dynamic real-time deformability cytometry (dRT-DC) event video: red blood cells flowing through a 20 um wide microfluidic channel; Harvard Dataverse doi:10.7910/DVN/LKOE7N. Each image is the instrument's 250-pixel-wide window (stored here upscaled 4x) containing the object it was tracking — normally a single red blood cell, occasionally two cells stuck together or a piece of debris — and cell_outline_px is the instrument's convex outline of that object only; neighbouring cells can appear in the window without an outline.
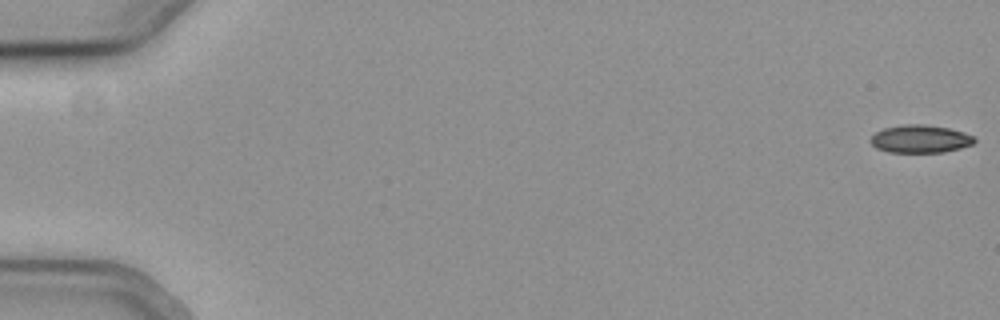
{"species": "common noctule bat (a hibernating species)", "species_latin": "Nyctalus noctula", "temperature_condition": "cold", "stored_images_in_passage": 32, "camera_frame_rate_fps": 3000, "um_per_image_px": 0.085, "animal": {"sex": "female", "body_mass_g": 19.3, "forearm_length_mm": 54.1}, "frame": {"image": 1, "passage_image": 1, "time_ms": 0.0, "image_size_px": [1000, 320], "cell_outline_px": [[976, 140], [972, 144], [960, 148], [944, 152], [888, 152], [876, 148], [868, 140], [876, 132], [884, 128], [904, 124], [920, 124], [948, 128], [964, 132], [972, 136]], "centroid_in_image_um": [78.19, 11.81], "position_along_channel_um": 6.8, "area_um2": 16.76}}
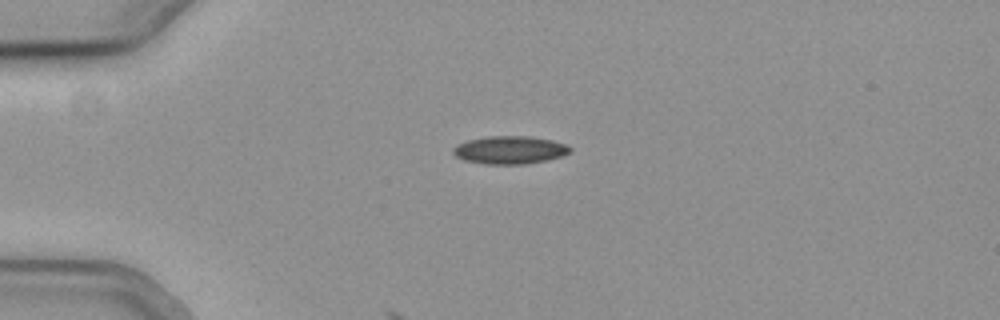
{"frame": {"image": 2, "passage_image": 15, "time_ms": 4.667, "image_size_px": [1000, 320], "cell_outline_px": [[572, 152], [548, 160], [524, 164], [484, 164], [464, 160], [456, 156], [452, 152], [452, 148], [456, 144], [468, 140], [488, 136], [532, 136], [552, 140], [568, 144], [572, 148]], "centroid_in_image_um": [43.35, 12.74], "position_along_channel_um": 41.7, "area_um2": 19.25}}
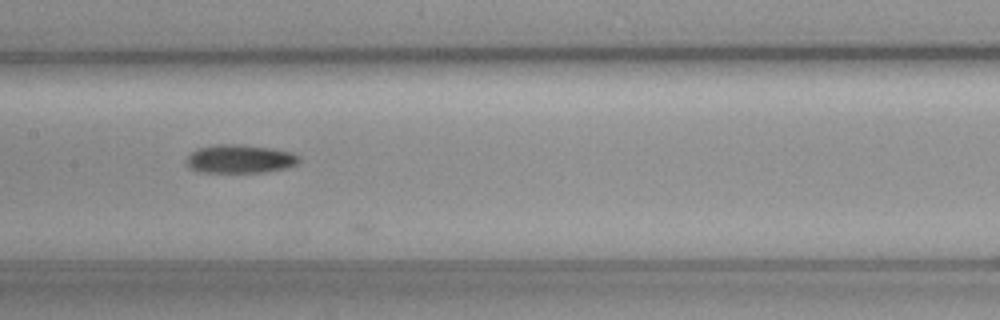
{"frame": {"image": 3, "passage_image": 29, "time_ms": 9.333, "image_size_px": [1000, 320], "cell_outline_px": [[300, 160], [296, 164], [288, 168], [264, 172], [200, 172], [188, 168], [184, 160], [196, 148], [216, 144], [240, 144], [272, 148], [292, 152], [300, 156]], "centroid_in_image_um": [20.37, 13.5], "position_along_channel_um": 187.0, "area_um2": 19.02}}